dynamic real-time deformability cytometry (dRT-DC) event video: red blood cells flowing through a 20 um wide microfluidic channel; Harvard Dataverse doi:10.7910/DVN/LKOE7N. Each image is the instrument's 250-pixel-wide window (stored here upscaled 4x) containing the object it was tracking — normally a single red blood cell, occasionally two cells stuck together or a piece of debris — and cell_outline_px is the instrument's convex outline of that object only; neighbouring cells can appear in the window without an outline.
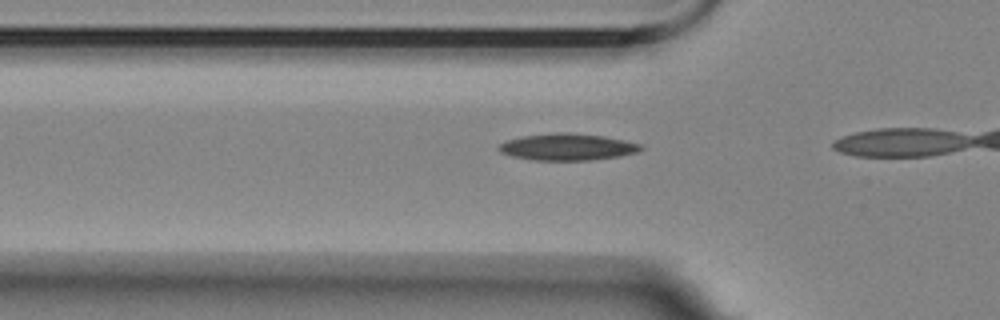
{"species": "Egyptian fruit bat (a non-hibernating species)", "species_latin": "Rousettus aegyptiacus", "temperature_condition": "room temperature", "stored_images_in_passage": 13, "camera_frame_rate_fps": 3000, "um_per_image_px": 0.085, "animal": {"sex": "female"}, "frame": {"image": 1, "passage_image": 12, "time_ms": 3.667, "image_size_px": [1000, 320], "cell_outline_px": [[644, 148], [636, 152], [620, 156], [588, 160], [532, 160], [512, 156], [500, 152], [496, 148], [500, 144], [508, 140], [524, 136], [556, 132], [572, 132], [604, 136], [624, 140], [640, 144]], "centroid_in_image_um": [48.22, 12.48], "position_along_channel_um": 77.6, "area_um2": 22.08}}